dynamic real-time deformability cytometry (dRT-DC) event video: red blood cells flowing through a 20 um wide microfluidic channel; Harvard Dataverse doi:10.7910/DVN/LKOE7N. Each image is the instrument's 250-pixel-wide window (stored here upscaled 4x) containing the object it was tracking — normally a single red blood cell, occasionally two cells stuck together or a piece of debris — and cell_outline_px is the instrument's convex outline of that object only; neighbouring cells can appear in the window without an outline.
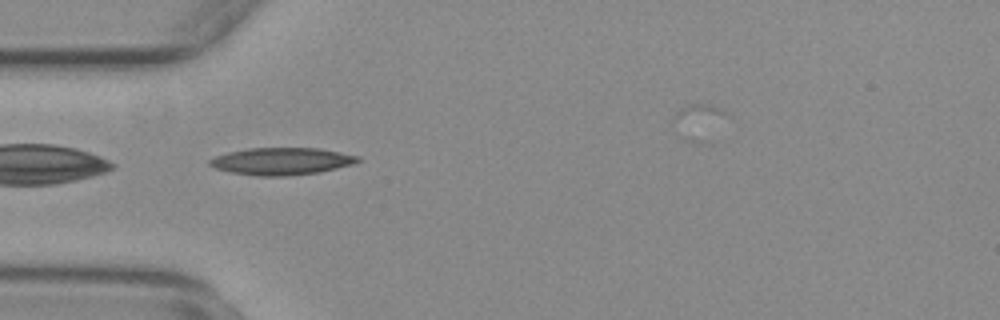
{"species": "common noctule bat (a hibernating species)", "species_latin": "Nyctalus noctula", "temperature_condition": "warm", "stored_images_in_passage": 39, "camera_frame_rate_fps": 3000, "um_per_image_px": 0.085, "animal": {"sex": "female", "body_mass_g": 29.2, "forearm_length_mm": 56.3}, "frame": {"image": 1, "passage_image": 1, "time_ms": 0.0, "image_size_px": [1000, 320], "cell_outline_px": [[360, 160], [352, 164], [320, 172], [284, 176], [260, 176], [232, 172], [216, 168], [208, 164], [208, 160], [216, 156], [228, 152], [248, 148], [320, 148], [360, 156]], "centroid_in_image_um": [23.94, 13.7], "position_along_channel_um": 61.1, "area_um2": 23.35}}
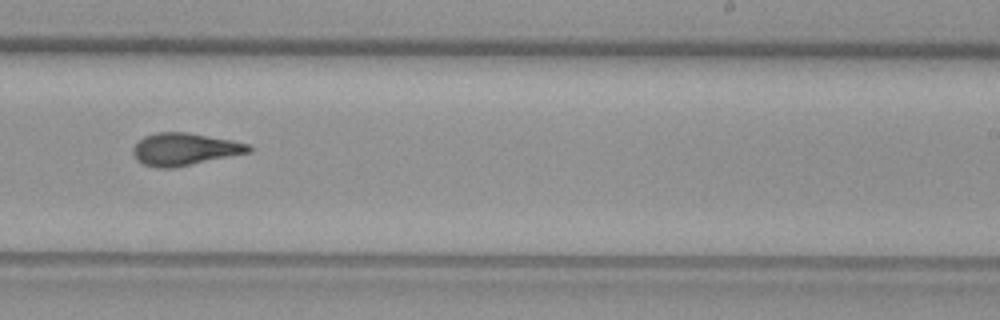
{"frame": {"image": 2, "passage_image": 18, "time_ms": 5.667, "image_size_px": [1000, 320], "cell_outline_px": [[252, 152], [172, 168], [156, 168], [144, 164], [136, 160], [132, 152], [132, 148], [144, 136], [156, 132], [184, 132], [232, 140], [248, 144], [252, 148]], "centroid_in_image_um": [15.67, 12.69], "position_along_channel_um": 273.3, "area_um2": 21.73}}
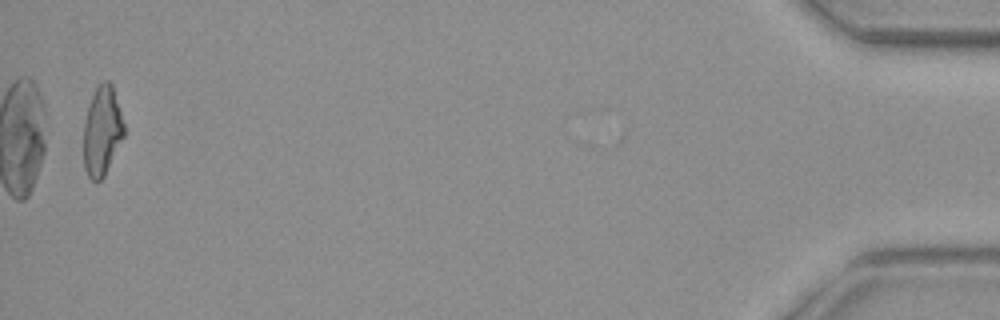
{"frame": {"image": 3, "passage_image": 38, "time_ms": 12.333, "image_size_px": [1000, 320], "cell_outline_px": [[124, 136], [104, 176], [100, 180], [92, 180], [88, 176], [84, 168], [84, 120], [92, 96], [96, 88], [104, 80], [108, 80], [112, 84], [124, 124]], "centroid_in_image_um": [8.67, 11.14], "position_along_channel_um": 426.5, "area_um2": 20.75}, "authors_computed_cell_mechanics": {"area_um2": 21.2704, "velocity_mm_per_s": 3.7768, "shape_relaxation_time_tau1_ms": 10.6225, "shape_relaxation_time_tau2_ms": 1.4416, "deformation_change_tau1": 0.2825, "deformation_change_tau2": 0.1015}}